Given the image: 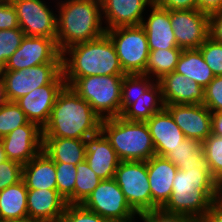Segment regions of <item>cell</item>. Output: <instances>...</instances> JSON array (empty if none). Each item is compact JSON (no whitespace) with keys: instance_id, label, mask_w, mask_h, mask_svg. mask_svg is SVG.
Returning <instances> with one entry per match:
<instances>
[{"instance_id":"30","label":"cell","mask_w":222,"mask_h":222,"mask_svg":"<svg viewBox=\"0 0 222 222\" xmlns=\"http://www.w3.org/2000/svg\"><path fill=\"white\" fill-rule=\"evenodd\" d=\"M183 49L179 47L170 49L150 50L144 75L154 81H159L165 75L174 72Z\"/></svg>"},{"instance_id":"11","label":"cell","mask_w":222,"mask_h":222,"mask_svg":"<svg viewBox=\"0 0 222 222\" xmlns=\"http://www.w3.org/2000/svg\"><path fill=\"white\" fill-rule=\"evenodd\" d=\"M61 73L62 63H45L17 71H0L7 98L13 102L37 87L51 84Z\"/></svg>"},{"instance_id":"36","label":"cell","mask_w":222,"mask_h":222,"mask_svg":"<svg viewBox=\"0 0 222 222\" xmlns=\"http://www.w3.org/2000/svg\"><path fill=\"white\" fill-rule=\"evenodd\" d=\"M24 36L20 27L0 30V71L5 67L7 60L20 47Z\"/></svg>"},{"instance_id":"7","label":"cell","mask_w":222,"mask_h":222,"mask_svg":"<svg viewBox=\"0 0 222 222\" xmlns=\"http://www.w3.org/2000/svg\"><path fill=\"white\" fill-rule=\"evenodd\" d=\"M121 67L126 74H143L150 53L147 36L140 26L117 27L106 30Z\"/></svg>"},{"instance_id":"53","label":"cell","mask_w":222,"mask_h":222,"mask_svg":"<svg viewBox=\"0 0 222 222\" xmlns=\"http://www.w3.org/2000/svg\"><path fill=\"white\" fill-rule=\"evenodd\" d=\"M217 200L222 202V195H217Z\"/></svg>"},{"instance_id":"4","label":"cell","mask_w":222,"mask_h":222,"mask_svg":"<svg viewBox=\"0 0 222 222\" xmlns=\"http://www.w3.org/2000/svg\"><path fill=\"white\" fill-rule=\"evenodd\" d=\"M62 73L66 85L78 77L126 75L107 33L65 49L62 52Z\"/></svg>"},{"instance_id":"40","label":"cell","mask_w":222,"mask_h":222,"mask_svg":"<svg viewBox=\"0 0 222 222\" xmlns=\"http://www.w3.org/2000/svg\"><path fill=\"white\" fill-rule=\"evenodd\" d=\"M22 168L20 163L8 159L0 163V191L22 180Z\"/></svg>"},{"instance_id":"47","label":"cell","mask_w":222,"mask_h":222,"mask_svg":"<svg viewBox=\"0 0 222 222\" xmlns=\"http://www.w3.org/2000/svg\"><path fill=\"white\" fill-rule=\"evenodd\" d=\"M212 134L222 136V112L212 113Z\"/></svg>"},{"instance_id":"46","label":"cell","mask_w":222,"mask_h":222,"mask_svg":"<svg viewBox=\"0 0 222 222\" xmlns=\"http://www.w3.org/2000/svg\"><path fill=\"white\" fill-rule=\"evenodd\" d=\"M203 220L205 222H222V202L213 201Z\"/></svg>"},{"instance_id":"6","label":"cell","mask_w":222,"mask_h":222,"mask_svg":"<svg viewBox=\"0 0 222 222\" xmlns=\"http://www.w3.org/2000/svg\"><path fill=\"white\" fill-rule=\"evenodd\" d=\"M124 75L78 77L69 86L102 118L121 115V91Z\"/></svg>"},{"instance_id":"41","label":"cell","mask_w":222,"mask_h":222,"mask_svg":"<svg viewBox=\"0 0 222 222\" xmlns=\"http://www.w3.org/2000/svg\"><path fill=\"white\" fill-rule=\"evenodd\" d=\"M19 27L15 7L10 0H0V30Z\"/></svg>"},{"instance_id":"50","label":"cell","mask_w":222,"mask_h":222,"mask_svg":"<svg viewBox=\"0 0 222 222\" xmlns=\"http://www.w3.org/2000/svg\"><path fill=\"white\" fill-rule=\"evenodd\" d=\"M5 160H7V158L5 156L3 143H2V141L0 139V163L4 162Z\"/></svg>"},{"instance_id":"15","label":"cell","mask_w":222,"mask_h":222,"mask_svg":"<svg viewBox=\"0 0 222 222\" xmlns=\"http://www.w3.org/2000/svg\"><path fill=\"white\" fill-rule=\"evenodd\" d=\"M65 85L61 73L51 84L37 87L19 98L16 103L29 121L37 123L43 129L50 119L57 96Z\"/></svg>"},{"instance_id":"45","label":"cell","mask_w":222,"mask_h":222,"mask_svg":"<svg viewBox=\"0 0 222 222\" xmlns=\"http://www.w3.org/2000/svg\"><path fill=\"white\" fill-rule=\"evenodd\" d=\"M197 10L210 15L222 10V0H197Z\"/></svg>"},{"instance_id":"2","label":"cell","mask_w":222,"mask_h":222,"mask_svg":"<svg viewBox=\"0 0 222 222\" xmlns=\"http://www.w3.org/2000/svg\"><path fill=\"white\" fill-rule=\"evenodd\" d=\"M102 118L69 85L57 96L43 137L84 140L101 130Z\"/></svg>"},{"instance_id":"14","label":"cell","mask_w":222,"mask_h":222,"mask_svg":"<svg viewBox=\"0 0 222 222\" xmlns=\"http://www.w3.org/2000/svg\"><path fill=\"white\" fill-rule=\"evenodd\" d=\"M1 141L6 158L24 166L43 151V129L29 121L1 138Z\"/></svg>"},{"instance_id":"22","label":"cell","mask_w":222,"mask_h":222,"mask_svg":"<svg viewBox=\"0 0 222 222\" xmlns=\"http://www.w3.org/2000/svg\"><path fill=\"white\" fill-rule=\"evenodd\" d=\"M146 123L157 156L165 157L185 139L182 130L165 108L154 114Z\"/></svg>"},{"instance_id":"20","label":"cell","mask_w":222,"mask_h":222,"mask_svg":"<svg viewBox=\"0 0 222 222\" xmlns=\"http://www.w3.org/2000/svg\"><path fill=\"white\" fill-rule=\"evenodd\" d=\"M158 83L164 105L203 104L204 102V88L175 71L162 77Z\"/></svg>"},{"instance_id":"32","label":"cell","mask_w":222,"mask_h":222,"mask_svg":"<svg viewBox=\"0 0 222 222\" xmlns=\"http://www.w3.org/2000/svg\"><path fill=\"white\" fill-rule=\"evenodd\" d=\"M74 204H82L101 182V178L89 167L86 160L76 165Z\"/></svg>"},{"instance_id":"19","label":"cell","mask_w":222,"mask_h":222,"mask_svg":"<svg viewBox=\"0 0 222 222\" xmlns=\"http://www.w3.org/2000/svg\"><path fill=\"white\" fill-rule=\"evenodd\" d=\"M148 11L150 12L149 14ZM146 13L141 26L145 30L149 49L157 50L178 47L171 26L170 11L153 3Z\"/></svg>"},{"instance_id":"10","label":"cell","mask_w":222,"mask_h":222,"mask_svg":"<svg viewBox=\"0 0 222 222\" xmlns=\"http://www.w3.org/2000/svg\"><path fill=\"white\" fill-rule=\"evenodd\" d=\"M15 7L19 27L26 36L57 37V8L48 0H10Z\"/></svg>"},{"instance_id":"24","label":"cell","mask_w":222,"mask_h":222,"mask_svg":"<svg viewBox=\"0 0 222 222\" xmlns=\"http://www.w3.org/2000/svg\"><path fill=\"white\" fill-rule=\"evenodd\" d=\"M22 180L27 189H57L55 162L40 152L23 166Z\"/></svg>"},{"instance_id":"38","label":"cell","mask_w":222,"mask_h":222,"mask_svg":"<svg viewBox=\"0 0 222 222\" xmlns=\"http://www.w3.org/2000/svg\"><path fill=\"white\" fill-rule=\"evenodd\" d=\"M59 222H110L82 204H67Z\"/></svg>"},{"instance_id":"25","label":"cell","mask_w":222,"mask_h":222,"mask_svg":"<svg viewBox=\"0 0 222 222\" xmlns=\"http://www.w3.org/2000/svg\"><path fill=\"white\" fill-rule=\"evenodd\" d=\"M43 151L54 161L77 165L85 160V141L81 139L43 137Z\"/></svg>"},{"instance_id":"18","label":"cell","mask_w":222,"mask_h":222,"mask_svg":"<svg viewBox=\"0 0 222 222\" xmlns=\"http://www.w3.org/2000/svg\"><path fill=\"white\" fill-rule=\"evenodd\" d=\"M84 141L86 150L85 160L89 167L102 180L113 179L121 160L109 140L100 130L98 133L86 137Z\"/></svg>"},{"instance_id":"23","label":"cell","mask_w":222,"mask_h":222,"mask_svg":"<svg viewBox=\"0 0 222 222\" xmlns=\"http://www.w3.org/2000/svg\"><path fill=\"white\" fill-rule=\"evenodd\" d=\"M67 205L57 189H28V217L46 222H59Z\"/></svg>"},{"instance_id":"51","label":"cell","mask_w":222,"mask_h":222,"mask_svg":"<svg viewBox=\"0 0 222 222\" xmlns=\"http://www.w3.org/2000/svg\"><path fill=\"white\" fill-rule=\"evenodd\" d=\"M217 195H222V179L217 182Z\"/></svg>"},{"instance_id":"28","label":"cell","mask_w":222,"mask_h":222,"mask_svg":"<svg viewBox=\"0 0 222 222\" xmlns=\"http://www.w3.org/2000/svg\"><path fill=\"white\" fill-rule=\"evenodd\" d=\"M175 72L188 77L203 88L215 77L199 49H183Z\"/></svg>"},{"instance_id":"37","label":"cell","mask_w":222,"mask_h":222,"mask_svg":"<svg viewBox=\"0 0 222 222\" xmlns=\"http://www.w3.org/2000/svg\"><path fill=\"white\" fill-rule=\"evenodd\" d=\"M215 76H222V44L207 38L198 48Z\"/></svg>"},{"instance_id":"43","label":"cell","mask_w":222,"mask_h":222,"mask_svg":"<svg viewBox=\"0 0 222 222\" xmlns=\"http://www.w3.org/2000/svg\"><path fill=\"white\" fill-rule=\"evenodd\" d=\"M153 3L169 11L197 9V0H153Z\"/></svg>"},{"instance_id":"3","label":"cell","mask_w":222,"mask_h":222,"mask_svg":"<svg viewBox=\"0 0 222 222\" xmlns=\"http://www.w3.org/2000/svg\"><path fill=\"white\" fill-rule=\"evenodd\" d=\"M57 8L56 42L60 52L106 33L100 0H55Z\"/></svg>"},{"instance_id":"21","label":"cell","mask_w":222,"mask_h":222,"mask_svg":"<svg viewBox=\"0 0 222 222\" xmlns=\"http://www.w3.org/2000/svg\"><path fill=\"white\" fill-rule=\"evenodd\" d=\"M146 163L152 202L161 209L171 196L173 179L178 168L170 160L157 155Z\"/></svg>"},{"instance_id":"9","label":"cell","mask_w":222,"mask_h":222,"mask_svg":"<svg viewBox=\"0 0 222 222\" xmlns=\"http://www.w3.org/2000/svg\"><path fill=\"white\" fill-rule=\"evenodd\" d=\"M82 205L110 222H135L138 217L114 179L101 180Z\"/></svg>"},{"instance_id":"12","label":"cell","mask_w":222,"mask_h":222,"mask_svg":"<svg viewBox=\"0 0 222 222\" xmlns=\"http://www.w3.org/2000/svg\"><path fill=\"white\" fill-rule=\"evenodd\" d=\"M45 63H62V53L53 38L24 36L20 47L2 70L17 71Z\"/></svg>"},{"instance_id":"44","label":"cell","mask_w":222,"mask_h":222,"mask_svg":"<svg viewBox=\"0 0 222 222\" xmlns=\"http://www.w3.org/2000/svg\"><path fill=\"white\" fill-rule=\"evenodd\" d=\"M209 38L222 44V10L209 15Z\"/></svg>"},{"instance_id":"34","label":"cell","mask_w":222,"mask_h":222,"mask_svg":"<svg viewBox=\"0 0 222 222\" xmlns=\"http://www.w3.org/2000/svg\"><path fill=\"white\" fill-rule=\"evenodd\" d=\"M56 183L58 193L67 204H74V186L76 182V165L72 163L55 162Z\"/></svg>"},{"instance_id":"13","label":"cell","mask_w":222,"mask_h":222,"mask_svg":"<svg viewBox=\"0 0 222 222\" xmlns=\"http://www.w3.org/2000/svg\"><path fill=\"white\" fill-rule=\"evenodd\" d=\"M171 26L179 48L198 49L209 37V15L199 10H170Z\"/></svg>"},{"instance_id":"35","label":"cell","mask_w":222,"mask_h":222,"mask_svg":"<svg viewBox=\"0 0 222 222\" xmlns=\"http://www.w3.org/2000/svg\"><path fill=\"white\" fill-rule=\"evenodd\" d=\"M29 122L25 113L16 102L9 101L0 107V139L19 126Z\"/></svg>"},{"instance_id":"48","label":"cell","mask_w":222,"mask_h":222,"mask_svg":"<svg viewBox=\"0 0 222 222\" xmlns=\"http://www.w3.org/2000/svg\"><path fill=\"white\" fill-rule=\"evenodd\" d=\"M9 102L6 92L5 85L2 76L0 75V107L6 105Z\"/></svg>"},{"instance_id":"42","label":"cell","mask_w":222,"mask_h":222,"mask_svg":"<svg viewBox=\"0 0 222 222\" xmlns=\"http://www.w3.org/2000/svg\"><path fill=\"white\" fill-rule=\"evenodd\" d=\"M138 219L140 222H188L190 220V218L184 215L169 214L161 209L138 214Z\"/></svg>"},{"instance_id":"8","label":"cell","mask_w":222,"mask_h":222,"mask_svg":"<svg viewBox=\"0 0 222 222\" xmlns=\"http://www.w3.org/2000/svg\"><path fill=\"white\" fill-rule=\"evenodd\" d=\"M113 179L137 214L159 209L152 202L146 161H121Z\"/></svg>"},{"instance_id":"33","label":"cell","mask_w":222,"mask_h":222,"mask_svg":"<svg viewBox=\"0 0 222 222\" xmlns=\"http://www.w3.org/2000/svg\"><path fill=\"white\" fill-rule=\"evenodd\" d=\"M202 148L211 176L218 182L222 179V136L210 134Z\"/></svg>"},{"instance_id":"5","label":"cell","mask_w":222,"mask_h":222,"mask_svg":"<svg viewBox=\"0 0 222 222\" xmlns=\"http://www.w3.org/2000/svg\"><path fill=\"white\" fill-rule=\"evenodd\" d=\"M101 131L121 161H147L156 155L146 122L106 118L101 121Z\"/></svg>"},{"instance_id":"31","label":"cell","mask_w":222,"mask_h":222,"mask_svg":"<svg viewBox=\"0 0 222 222\" xmlns=\"http://www.w3.org/2000/svg\"><path fill=\"white\" fill-rule=\"evenodd\" d=\"M155 81L144 74H126L123 77L121 91V114Z\"/></svg>"},{"instance_id":"29","label":"cell","mask_w":222,"mask_h":222,"mask_svg":"<svg viewBox=\"0 0 222 222\" xmlns=\"http://www.w3.org/2000/svg\"><path fill=\"white\" fill-rule=\"evenodd\" d=\"M165 158L170 160L178 169L193 167L208 168L202 142L198 139L185 138Z\"/></svg>"},{"instance_id":"27","label":"cell","mask_w":222,"mask_h":222,"mask_svg":"<svg viewBox=\"0 0 222 222\" xmlns=\"http://www.w3.org/2000/svg\"><path fill=\"white\" fill-rule=\"evenodd\" d=\"M27 193L23 180L0 191V221L28 217Z\"/></svg>"},{"instance_id":"52","label":"cell","mask_w":222,"mask_h":222,"mask_svg":"<svg viewBox=\"0 0 222 222\" xmlns=\"http://www.w3.org/2000/svg\"><path fill=\"white\" fill-rule=\"evenodd\" d=\"M188 222H205L203 219H190Z\"/></svg>"},{"instance_id":"1","label":"cell","mask_w":222,"mask_h":222,"mask_svg":"<svg viewBox=\"0 0 222 222\" xmlns=\"http://www.w3.org/2000/svg\"><path fill=\"white\" fill-rule=\"evenodd\" d=\"M215 200L217 181L208 168H179L173 179L171 196L161 210L190 219H203Z\"/></svg>"},{"instance_id":"16","label":"cell","mask_w":222,"mask_h":222,"mask_svg":"<svg viewBox=\"0 0 222 222\" xmlns=\"http://www.w3.org/2000/svg\"><path fill=\"white\" fill-rule=\"evenodd\" d=\"M165 109L185 138L203 142L212 133V112L204 104H169Z\"/></svg>"},{"instance_id":"26","label":"cell","mask_w":222,"mask_h":222,"mask_svg":"<svg viewBox=\"0 0 222 222\" xmlns=\"http://www.w3.org/2000/svg\"><path fill=\"white\" fill-rule=\"evenodd\" d=\"M164 108L161 87L158 81H155L120 117L128 121L146 122Z\"/></svg>"},{"instance_id":"17","label":"cell","mask_w":222,"mask_h":222,"mask_svg":"<svg viewBox=\"0 0 222 222\" xmlns=\"http://www.w3.org/2000/svg\"><path fill=\"white\" fill-rule=\"evenodd\" d=\"M106 30L140 26L153 0H100Z\"/></svg>"},{"instance_id":"39","label":"cell","mask_w":222,"mask_h":222,"mask_svg":"<svg viewBox=\"0 0 222 222\" xmlns=\"http://www.w3.org/2000/svg\"><path fill=\"white\" fill-rule=\"evenodd\" d=\"M203 104L212 112H222V76H215L204 88Z\"/></svg>"},{"instance_id":"49","label":"cell","mask_w":222,"mask_h":222,"mask_svg":"<svg viewBox=\"0 0 222 222\" xmlns=\"http://www.w3.org/2000/svg\"><path fill=\"white\" fill-rule=\"evenodd\" d=\"M0 222H46L44 220L41 219H35V218H31V217H26L23 219H16V220H9V221H0Z\"/></svg>"}]
</instances>
